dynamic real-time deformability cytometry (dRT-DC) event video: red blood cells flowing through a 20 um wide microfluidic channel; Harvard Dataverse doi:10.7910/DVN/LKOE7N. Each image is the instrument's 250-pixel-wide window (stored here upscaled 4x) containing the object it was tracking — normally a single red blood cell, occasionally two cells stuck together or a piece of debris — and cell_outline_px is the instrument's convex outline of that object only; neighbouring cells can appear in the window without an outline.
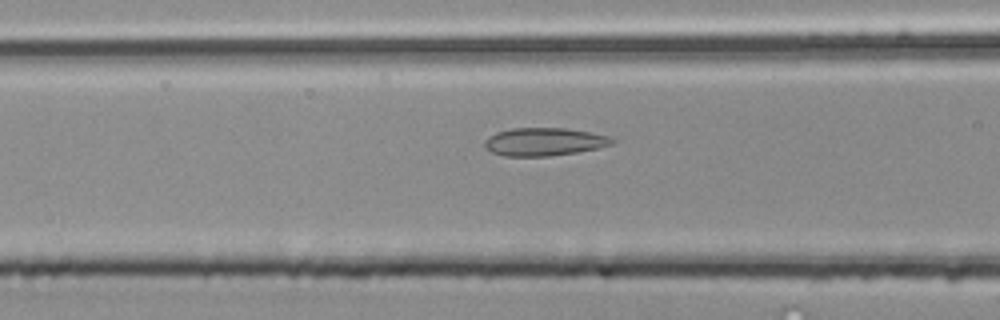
{"species": "common noctule bat (a hibernating species)", "species_latin": "Nyctalus noctula", "temperature_condition": "room temperature", "stored_images_in_passage": 36, "camera_frame_rate_fps": 3000, "um_per_image_px": 0.085, "animal": {"sex": "male", "body_mass_g": 20.4}, "frame": {"image": 1, "passage_image": 15, "time_ms": 4.667, "image_size_px": [1000, 320], "cell_outline_px": [[616, 140], [612, 144], [596, 148], [576, 152], [548, 156], [504, 156], [492, 152], [484, 148], [484, 140], [488, 136], [496, 132], [512, 128], [568, 128], [592, 132], [608, 136]], "centroid_in_image_um": [46.22, 12.04], "position_along_channel_um": 120.4, "area_um2": 20.87}}
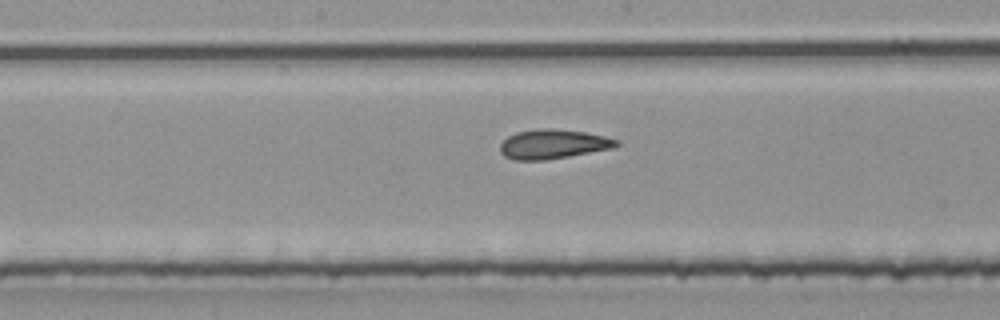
{"frame": {"image": 2, "passage_image": 21, "time_ms": 6.667, "image_size_px": [1000, 320], "cell_outline_px": [[620, 144], [612, 148], [568, 156], [544, 160], [516, 160], [504, 156], [500, 152], [500, 144], [508, 136], [516, 132], [536, 128], [548, 128], [584, 132], [604, 136], [620, 140]], "centroid_in_image_um": [46.99, 12.24], "position_along_channel_um": 201.2, "area_um2": 19.83}}
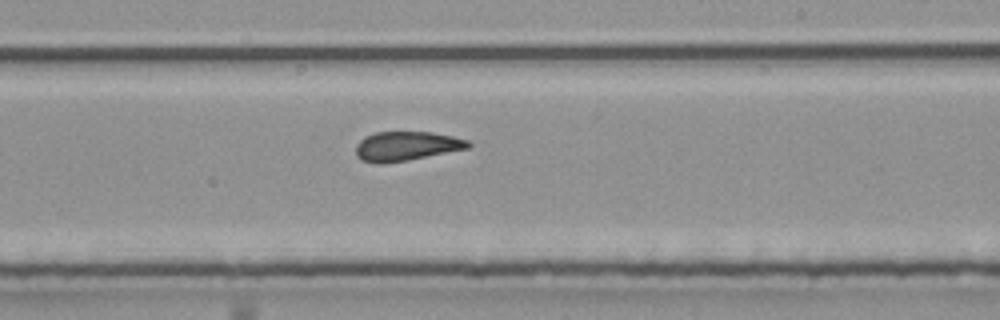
{"frame": {"image": 3, "passage_image": 25, "time_ms": 8.0, "image_size_px": [1000, 320], "cell_outline_px": [[472, 144], [468, 148], [408, 160], [384, 164], [376, 164], [360, 160], [356, 156], [356, 144], [364, 136], [376, 132], [432, 132], [452, 136], [468, 140]], "centroid_in_image_um": [34.49, 12.43], "position_along_channel_um": 254.5, "area_um2": 19.31}}